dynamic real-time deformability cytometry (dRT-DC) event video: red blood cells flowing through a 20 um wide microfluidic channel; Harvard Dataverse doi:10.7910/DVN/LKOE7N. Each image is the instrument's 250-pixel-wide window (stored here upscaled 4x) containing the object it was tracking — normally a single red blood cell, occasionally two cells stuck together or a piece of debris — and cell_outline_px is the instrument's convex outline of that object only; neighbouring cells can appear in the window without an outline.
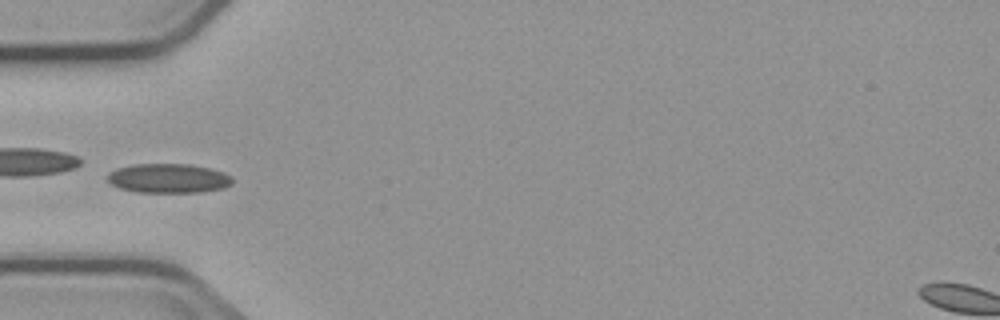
{"species": "common noctule bat (a hibernating species)", "species_latin": "Nyctalus noctula", "temperature_condition": "cold", "stored_images_in_passage": 2, "camera_frame_rate_fps": 3000, "um_per_image_px": 0.085, "animal": {"sex": "male", "body_mass_g": 23.1, "forearm_length_mm": 52.7}, "frame": {"image": 1, "passage_image": 2, "time_ms": 4.667, "image_size_px": [1000, 320], "cell_outline_px": [[232, 184], [224, 188], [200, 192], [136, 192], [120, 188], [112, 184], [108, 180], [108, 172], [116, 168], [132, 164], [188, 164], [208, 168], [224, 172], [232, 176]], "centroid_in_image_um": [14.32, 15.15], "position_along_channel_um": 70.7, "area_um2": 21.39}}